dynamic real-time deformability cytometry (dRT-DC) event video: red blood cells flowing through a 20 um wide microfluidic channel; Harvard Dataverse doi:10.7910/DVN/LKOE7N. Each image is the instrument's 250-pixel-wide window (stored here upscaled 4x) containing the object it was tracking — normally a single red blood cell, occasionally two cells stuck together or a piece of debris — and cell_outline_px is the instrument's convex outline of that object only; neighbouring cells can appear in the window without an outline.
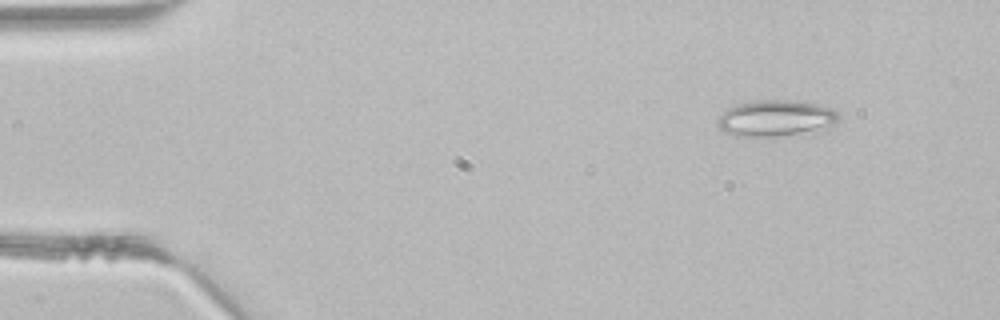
{"species": "common noctule bat (a hibernating species)", "species_latin": "Nyctalus noctula", "temperature_condition": "room temperature", "stored_images_in_passage": 3, "camera_frame_rate_fps": 3000, "um_per_image_px": 0.085, "animal": {"sex": "male", "body_mass_g": 21.5, "forearm_length_mm": 52.0}, "frame": {"image": 1, "passage_image": 1, "time_ms": 0.0, "image_size_px": [1000, 320], "cell_outline_px": [[840, 120], [832, 124], [796, 132], [776, 136], [736, 136], [720, 128], [716, 124], [716, 120], [728, 108], [736, 104], [756, 100], [792, 100], [816, 104], [832, 108], [840, 116]], "centroid_in_image_um": [65.86, 10.01], "position_along_channel_um": 19.1, "area_um2": 24.74}}